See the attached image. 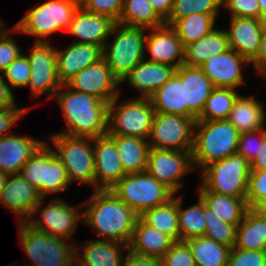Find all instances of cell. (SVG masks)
Masks as SVG:
<instances>
[{
    "mask_svg": "<svg viewBox=\"0 0 266 266\" xmlns=\"http://www.w3.org/2000/svg\"><path fill=\"white\" fill-rule=\"evenodd\" d=\"M266 169V136L263 138L259 153L256 158L250 163V170H265Z\"/></svg>",
    "mask_w": 266,
    "mask_h": 266,
    "instance_id": "680465c9",
    "label": "cell"
},
{
    "mask_svg": "<svg viewBox=\"0 0 266 266\" xmlns=\"http://www.w3.org/2000/svg\"><path fill=\"white\" fill-rule=\"evenodd\" d=\"M146 171L174 195L182 194L184 177L195 172L191 152L150 148Z\"/></svg>",
    "mask_w": 266,
    "mask_h": 266,
    "instance_id": "5bb4252c",
    "label": "cell"
},
{
    "mask_svg": "<svg viewBox=\"0 0 266 266\" xmlns=\"http://www.w3.org/2000/svg\"><path fill=\"white\" fill-rule=\"evenodd\" d=\"M27 55L31 66L30 79L27 84L31 99H39L43 94L47 99L53 100L62 83L57 77V49L50 42H35ZM50 99V100H49Z\"/></svg>",
    "mask_w": 266,
    "mask_h": 266,
    "instance_id": "4fadbf2b",
    "label": "cell"
},
{
    "mask_svg": "<svg viewBox=\"0 0 266 266\" xmlns=\"http://www.w3.org/2000/svg\"><path fill=\"white\" fill-rule=\"evenodd\" d=\"M8 179V175L6 173L0 172V199H1V194L4 190V187L6 185Z\"/></svg>",
    "mask_w": 266,
    "mask_h": 266,
    "instance_id": "6125c7cd",
    "label": "cell"
},
{
    "mask_svg": "<svg viewBox=\"0 0 266 266\" xmlns=\"http://www.w3.org/2000/svg\"><path fill=\"white\" fill-rule=\"evenodd\" d=\"M82 8L95 14L107 15L117 22L122 12L123 0H86Z\"/></svg>",
    "mask_w": 266,
    "mask_h": 266,
    "instance_id": "816d5d0a",
    "label": "cell"
},
{
    "mask_svg": "<svg viewBox=\"0 0 266 266\" xmlns=\"http://www.w3.org/2000/svg\"><path fill=\"white\" fill-rule=\"evenodd\" d=\"M77 9L69 0H46L28 9L13 25L14 34L32 36L35 42H50L48 37L66 32Z\"/></svg>",
    "mask_w": 266,
    "mask_h": 266,
    "instance_id": "8992f818",
    "label": "cell"
},
{
    "mask_svg": "<svg viewBox=\"0 0 266 266\" xmlns=\"http://www.w3.org/2000/svg\"><path fill=\"white\" fill-rule=\"evenodd\" d=\"M81 209L82 201L74 206L65 198H42L27 222L35 229L75 244L77 241L73 235L82 223Z\"/></svg>",
    "mask_w": 266,
    "mask_h": 266,
    "instance_id": "30bf717a",
    "label": "cell"
},
{
    "mask_svg": "<svg viewBox=\"0 0 266 266\" xmlns=\"http://www.w3.org/2000/svg\"><path fill=\"white\" fill-rule=\"evenodd\" d=\"M227 23L229 47L251 62L259 52L265 20L229 17Z\"/></svg>",
    "mask_w": 266,
    "mask_h": 266,
    "instance_id": "7402d4cb",
    "label": "cell"
},
{
    "mask_svg": "<svg viewBox=\"0 0 266 266\" xmlns=\"http://www.w3.org/2000/svg\"><path fill=\"white\" fill-rule=\"evenodd\" d=\"M123 92L109 103L107 135L148 140L155 114L150 99L137 96L123 99Z\"/></svg>",
    "mask_w": 266,
    "mask_h": 266,
    "instance_id": "ba28073f",
    "label": "cell"
},
{
    "mask_svg": "<svg viewBox=\"0 0 266 266\" xmlns=\"http://www.w3.org/2000/svg\"><path fill=\"white\" fill-rule=\"evenodd\" d=\"M235 248L266 250V216L249 208L237 225Z\"/></svg>",
    "mask_w": 266,
    "mask_h": 266,
    "instance_id": "1f68e13d",
    "label": "cell"
},
{
    "mask_svg": "<svg viewBox=\"0 0 266 266\" xmlns=\"http://www.w3.org/2000/svg\"><path fill=\"white\" fill-rule=\"evenodd\" d=\"M255 77L260 78L266 73V20L263 28L260 49L256 57L251 61Z\"/></svg>",
    "mask_w": 266,
    "mask_h": 266,
    "instance_id": "11a10c76",
    "label": "cell"
},
{
    "mask_svg": "<svg viewBox=\"0 0 266 266\" xmlns=\"http://www.w3.org/2000/svg\"><path fill=\"white\" fill-rule=\"evenodd\" d=\"M123 266H163V265L161 259L138 255L128 250L123 262Z\"/></svg>",
    "mask_w": 266,
    "mask_h": 266,
    "instance_id": "9f6ffc18",
    "label": "cell"
},
{
    "mask_svg": "<svg viewBox=\"0 0 266 266\" xmlns=\"http://www.w3.org/2000/svg\"><path fill=\"white\" fill-rule=\"evenodd\" d=\"M15 93L4 80L2 72H0V110L23 107L17 103Z\"/></svg>",
    "mask_w": 266,
    "mask_h": 266,
    "instance_id": "db71d44e",
    "label": "cell"
},
{
    "mask_svg": "<svg viewBox=\"0 0 266 266\" xmlns=\"http://www.w3.org/2000/svg\"><path fill=\"white\" fill-rule=\"evenodd\" d=\"M155 112L186 116L184 84L181 81V66L169 80L149 97Z\"/></svg>",
    "mask_w": 266,
    "mask_h": 266,
    "instance_id": "f546056e",
    "label": "cell"
},
{
    "mask_svg": "<svg viewBox=\"0 0 266 266\" xmlns=\"http://www.w3.org/2000/svg\"><path fill=\"white\" fill-rule=\"evenodd\" d=\"M91 192L82 202V224L94 230L96 239L129 245L140 216L110 189Z\"/></svg>",
    "mask_w": 266,
    "mask_h": 266,
    "instance_id": "6da1fadb",
    "label": "cell"
},
{
    "mask_svg": "<svg viewBox=\"0 0 266 266\" xmlns=\"http://www.w3.org/2000/svg\"><path fill=\"white\" fill-rule=\"evenodd\" d=\"M253 209L262 214V215H265L266 216V196L263 197L254 207Z\"/></svg>",
    "mask_w": 266,
    "mask_h": 266,
    "instance_id": "91938a15",
    "label": "cell"
},
{
    "mask_svg": "<svg viewBox=\"0 0 266 266\" xmlns=\"http://www.w3.org/2000/svg\"><path fill=\"white\" fill-rule=\"evenodd\" d=\"M161 260L163 266H195L193 255L185 241H175Z\"/></svg>",
    "mask_w": 266,
    "mask_h": 266,
    "instance_id": "7dc6e473",
    "label": "cell"
},
{
    "mask_svg": "<svg viewBox=\"0 0 266 266\" xmlns=\"http://www.w3.org/2000/svg\"><path fill=\"white\" fill-rule=\"evenodd\" d=\"M237 97L228 120L239 133L255 131L266 128V104L256 98L255 95H243Z\"/></svg>",
    "mask_w": 266,
    "mask_h": 266,
    "instance_id": "4316f807",
    "label": "cell"
},
{
    "mask_svg": "<svg viewBox=\"0 0 266 266\" xmlns=\"http://www.w3.org/2000/svg\"><path fill=\"white\" fill-rule=\"evenodd\" d=\"M145 60L167 64L175 69L183 65L184 47L171 26L147 29Z\"/></svg>",
    "mask_w": 266,
    "mask_h": 266,
    "instance_id": "e0dca14e",
    "label": "cell"
},
{
    "mask_svg": "<svg viewBox=\"0 0 266 266\" xmlns=\"http://www.w3.org/2000/svg\"><path fill=\"white\" fill-rule=\"evenodd\" d=\"M147 29L115 23L103 47V56L120 81L145 59Z\"/></svg>",
    "mask_w": 266,
    "mask_h": 266,
    "instance_id": "277c9868",
    "label": "cell"
},
{
    "mask_svg": "<svg viewBox=\"0 0 266 266\" xmlns=\"http://www.w3.org/2000/svg\"><path fill=\"white\" fill-rule=\"evenodd\" d=\"M228 17H248L260 19L258 0H222V12Z\"/></svg>",
    "mask_w": 266,
    "mask_h": 266,
    "instance_id": "c3c4849f",
    "label": "cell"
},
{
    "mask_svg": "<svg viewBox=\"0 0 266 266\" xmlns=\"http://www.w3.org/2000/svg\"><path fill=\"white\" fill-rule=\"evenodd\" d=\"M184 199L183 193L178 195V222L180 241L204 236L206 231L204 201L202 198L197 195L198 202H193V204L188 207H184Z\"/></svg>",
    "mask_w": 266,
    "mask_h": 266,
    "instance_id": "e575fe53",
    "label": "cell"
},
{
    "mask_svg": "<svg viewBox=\"0 0 266 266\" xmlns=\"http://www.w3.org/2000/svg\"><path fill=\"white\" fill-rule=\"evenodd\" d=\"M239 90L215 87L205 102L197 121H217L227 119L234 102L240 95Z\"/></svg>",
    "mask_w": 266,
    "mask_h": 266,
    "instance_id": "f35d334b",
    "label": "cell"
},
{
    "mask_svg": "<svg viewBox=\"0 0 266 266\" xmlns=\"http://www.w3.org/2000/svg\"><path fill=\"white\" fill-rule=\"evenodd\" d=\"M43 197L21 174L8 175L0 204L16 215L15 222L27 221Z\"/></svg>",
    "mask_w": 266,
    "mask_h": 266,
    "instance_id": "d6986e66",
    "label": "cell"
},
{
    "mask_svg": "<svg viewBox=\"0 0 266 266\" xmlns=\"http://www.w3.org/2000/svg\"><path fill=\"white\" fill-rule=\"evenodd\" d=\"M72 188L68 180L66 169L55 155L54 150L48 144V175L45 184V198L52 195L60 197V193H65Z\"/></svg>",
    "mask_w": 266,
    "mask_h": 266,
    "instance_id": "b9f144b4",
    "label": "cell"
},
{
    "mask_svg": "<svg viewBox=\"0 0 266 266\" xmlns=\"http://www.w3.org/2000/svg\"><path fill=\"white\" fill-rule=\"evenodd\" d=\"M116 23L146 29L165 25L149 0H123L122 12Z\"/></svg>",
    "mask_w": 266,
    "mask_h": 266,
    "instance_id": "8d00e7d4",
    "label": "cell"
},
{
    "mask_svg": "<svg viewBox=\"0 0 266 266\" xmlns=\"http://www.w3.org/2000/svg\"><path fill=\"white\" fill-rule=\"evenodd\" d=\"M8 23L5 22V20L2 19V16H0V34L8 27Z\"/></svg>",
    "mask_w": 266,
    "mask_h": 266,
    "instance_id": "be15d7a7",
    "label": "cell"
},
{
    "mask_svg": "<svg viewBox=\"0 0 266 266\" xmlns=\"http://www.w3.org/2000/svg\"><path fill=\"white\" fill-rule=\"evenodd\" d=\"M70 2L76 4L78 7H82L86 0H69Z\"/></svg>",
    "mask_w": 266,
    "mask_h": 266,
    "instance_id": "e7e4bbea",
    "label": "cell"
},
{
    "mask_svg": "<svg viewBox=\"0 0 266 266\" xmlns=\"http://www.w3.org/2000/svg\"><path fill=\"white\" fill-rule=\"evenodd\" d=\"M266 196V169L250 170L246 202L249 208H253Z\"/></svg>",
    "mask_w": 266,
    "mask_h": 266,
    "instance_id": "f907efd6",
    "label": "cell"
},
{
    "mask_svg": "<svg viewBox=\"0 0 266 266\" xmlns=\"http://www.w3.org/2000/svg\"><path fill=\"white\" fill-rule=\"evenodd\" d=\"M156 13L165 21L172 9L173 0H149Z\"/></svg>",
    "mask_w": 266,
    "mask_h": 266,
    "instance_id": "6f0895ef",
    "label": "cell"
},
{
    "mask_svg": "<svg viewBox=\"0 0 266 266\" xmlns=\"http://www.w3.org/2000/svg\"><path fill=\"white\" fill-rule=\"evenodd\" d=\"M69 88L93 95L110 103L121 93V83L102 58L74 75L65 83Z\"/></svg>",
    "mask_w": 266,
    "mask_h": 266,
    "instance_id": "9a60e30c",
    "label": "cell"
},
{
    "mask_svg": "<svg viewBox=\"0 0 266 266\" xmlns=\"http://www.w3.org/2000/svg\"><path fill=\"white\" fill-rule=\"evenodd\" d=\"M31 106L13 107L10 109L0 110V138L12 134V128L17 122L25 116H28Z\"/></svg>",
    "mask_w": 266,
    "mask_h": 266,
    "instance_id": "f5cc1de1",
    "label": "cell"
},
{
    "mask_svg": "<svg viewBox=\"0 0 266 266\" xmlns=\"http://www.w3.org/2000/svg\"><path fill=\"white\" fill-rule=\"evenodd\" d=\"M250 163L238 153L206 166L198 175L196 192H216L246 198Z\"/></svg>",
    "mask_w": 266,
    "mask_h": 266,
    "instance_id": "9c48e42d",
    "label": "cell"
},
{
    "mask_svg": "<svg viewBox=\"0 0 266 266\" xmlns=\"http://www.w3.org/2000/svg\"><path fill=\"white\" fill-rule=\"evenodd\" d=\"M57 77L65 84L81 70L102 59L103 49L100 46L70 42L66 47L57 48Z\"/></svg>",
    "mask_w": 266,
    "mask_h": 266,
    "instance_id": "cb8c5ba5",
    "label": "cell"
},
{
    "mask_svg": "<svg viewBox=\"0 0 266 266\" xmlns=\"http://www.w3.org/2000/svg\"><path fill=\"white\" fill-rule=\"evenodd\" d=\"M261 79L266 82V73L261 77Z\"/></svg>",
    "mask_w": 266,
    "mask_h": 266,
    "instance_id": "03108f58",
    "label": "cell"
},
{
    "mask_svg": "<svg viewBox=\"0 0 266 266\" xmlns=\"http://www.w3.org/2000/svg\"><path fill=\"white\" fill-rule=\"evenodd\" d=\"M127 252L128 245L119 242L94 238L79 241L75 243V266H123Z\"/></svg>",
    "mask_w": 266,
    "mask_h": 266,
    "instance_id": "44dd1931",
    "label": "cell"
},
{
    "mask_svg": "<svg viewBox=\"0 0 266 266\" xmlns=\"http://www.w3.org/2000/svg\"><path fill=\"white\" fill-rule=\"evenodd\" d=\"M265 136L266 128L240 133L236 153L251 163L258 155Z\"/></svg>",
    "mask_w": 266,
    "mask_h": 266,
    "instance_id": "f6af8a7d",
    "label": "cell"
},
{
    "mask_svg": "<svg viewBox=\"0 0 266 266\" xmlns=\"http://www.w3.org/2000/svg\"><path fill=\"white\" fill-rule=\"evenodd\" d=\"M194 258L195 266H227L231 247L217 243L206 236L185 240Z\"/></svg>",
    "mask_w": 266,
    "mask_h": 266,
    "instance_id": "d590c367",
    "label": "cell"
},
{
    "mask_svg": "<svg viewBox=\"0 0 266 266\" xmlns=\"http://www.w3.org/2000/svg\"><path fill=\"white\" fill-rule=\"evenodd\" d=\"M181 81L184 84L186 117L197 119L215 87L200 67L184 64L181 65Z\"/></svg>",
    "mask_w": 266,
    "mask_h": 266,
    "instance_id": "484cf974",
    "label": "cell"
},
{
    "mask_svg": "<svg viewBox=\"0 0 266 266\" xmlns=\"http://www.w3.org/2000/svg\"><path fill=\"white\" fill-rule=\"evenodd\" d=\"M221 11L222 0H173L165 25L172 26L177 20L196 13L221 16Z\"/></svg>",
    "mask_w": 266,
    "mask_h": 266,
    "instance_id": "60d3db41",
    "label": "cell"
},
{
    "mask_svg": "<svg viewBox=\"0 0 266 266\" xmlns=\"http://www.w3.org/2000/svg\"><path fill=\"white\" fill-rule=\"evenodd\" d=\"M204 216L206 221L205 235L217 243L233 247L236 240L237 226L221 221L204 202Z\"/></svg>",
    "mask_w": 266,
    "mask_h": 266,
    "instance_id": "7bdbcfd3",
    "label": "cell"
},
{
    "mask_svg": "<svg viewBox=\"0 0 266 266\" xmlns=\"http://www.w3.org/2000/svg\"><path fill=\"white\" fill-rule=\"evenodd\" d=\"M248 66L251 67V62L230 48L206 60L200 68L214 87L240 90L247 85L244 72Z\"/></svg>",
    "mask_w": 266,
    "mask_h": 266,
    "instance_id": "2e32d148",
    "label": "cell"
},
{
    "mask_svg": "<svg viewBox=\"0 0 266 266\" xmlns=\"http://www.w3.org/2000/svg\"><path fill=\"white\" fill-rule=\"evenodd\" d=\"M260 8V19L266 20V0H258Z\"/></svg>",
    "mask_w": 266,
    "mask_h": 266,
    "instance_id": "94428289",
    "label": "cell"
},
{
    "mask_svg": "<svg viewBox=\"0 0 266 266\" xmlns=\"http://www.w3.org/2000/svg\"><path fill=\"white\" fill-rule=\"evenodd\" d=\"M21 176L45 198V184L48 175V143L45 141L22 166Z\"/></svg>",
    "mask_w": 266,
    "mask_h": 266,
    "instance_id": "ab89813d",
    "label": "cell"
},
{
    "mask_svg": "<svg viewBox=\"0 0 266 266\" xmlns=\"http://www.w3.org/2000/svg\"><path fill=\"white\" fill-rule=\"evenodd\" d=\"M16 224L18 244L29 259L24 266H75V244L35 229L27 221Z\"/></svg>",
    "mask_w": 266,
    "mask_h": 266,
    "instance_id": "5b68a950",
    "label": "cell"
},
{
    "mask_svg": "<svg viewBox=\"0 0 266 266\" xmlns=\"http://www.w3.org/2000/svg\"><path fill=\"white\" fill-rule=\"evenodd\" d=\"M227 266H266V250L231 248Z\"/></svg>",
    "mask_w": 266,
    "mask_h": 266,
    "instance_id": "681fc988",
    "label": "cell"
},
{
    "mask_svg": "<svg viewBox=\"0 0 266 266\" xmlns=\"http://www.w3.org/2000/svg\"><path fill=\"white\" fill-rule=\"evenodd\" d=\"M239 134L228 119L196 121L191 152L195 172L236 153Z\"/></svg>",
    "mask_w": 266,
    "mask_h": 266,
    "instance_id": "3957f363",
    "label": "cell"
},
{
    "mask_svg": "<svg viewBox=\"0 0 266 266\" xmlns=\"http://www.w3.org/2000/svg\"><path fill=\"white\" fill-rule=\"evenodd\" d=\"M95 190H109L125 175L115 142L108 136L93 138Z\"/></svg>",
    "mask_w": 266,
    "mask_h": 266,
    "instance_id": "ac0fdd59",
    "label": "cell"
},
{
    "mask_svg": "<svg viewBox=\"0 0 266 266\" xmlns=\"http://www.w3.org/2000/svg\"><path fill=\"white\" fill-rule=\"evenodd\" d=\"M110 190L139 216L146 210L166 203L174 196L147 171L126 174Z\"/></svg>",
    "mask_w": 266,
    "mask_h": 266,
    "instance_id": "8fae6325",
    "label": "cell"
},
{
    "mask_svg": "<svg viewBox=\"0 0 266 266\" xmlns=\"http://www.w3.org/2000/svg\"><path fill=\"white\" fill-rule=\"evenodd\" d=\"M115 23L107 15L95 14L78 7L65 33L75 38L72 42L93 44L103 49Z\"/></svg>",
    "mask_w": 266,
    "mask_h": 266,
    "instance_id": "ffe728a7",
    "label": "cell"
},
{
    "mask_svg": "<svg viewBox=\"0 0 266 266\" xmlns=\"http://www.w3.org/2000/svg\"><path fill=\"white\" fill-rule=\"evenodd\" d=\"M30 134H9L0 138V172L19 174L22 166L46 141Z\"/></svg>",
    "mask_w": 266,
    "mask_h": 266,
    "instance_id": "603a6c76",
    "label": "cell"
},
{
    "mask_svg": "<svg viewBox=\"0 0 266 266\" xmlns=\"http://www.w3.org/2000/svg\"><path fill=\"white\" fill-rule=\"evenodd\" d=\"M229 49L227 32L223 25L222 27L218 25L198 41L184 47L183 64L190 67H200L212 56L219 55Z\"/></svg>",
    "mask_w": 266,
    "mask_h": 266,
    "instance_id": "f1b7e54d",
    "label": "cell"
},
{
    "mask_svg": "<svg viewBox=\"0 0 266 266\" xmlns=\"http://www.w3.org/2000/svg\"><path fill=\"white\" fill-rule=\"evenodd\" d=\"M212 212L223 222L238 225L249 209L246 198H236L216 192H197Z\"/></svg>",
    "mask_w": 266,
    "mask_h": 266,
    "instance_id": "d6a6232c",
    "label": "cell"
},
{
    "mask_svg": "<svg viewBox=\"0 0 266 266\" xmlns=\"http://www.w3.org/2000/svg\"><path fill=\"white\" fill-rule=\"evenodd\" d=\"M196 118L155 112L148 138L150 148L192 152Z\"/></svg>",
    "mask_w": 266,
    "mask_h": 266,
    "instance_id": "7c38bea8",
    "label": "cell"
},
{
    "mask_svg": "<svg viewBox=\"0 0 266 266\" xmlns=\"http://www.w3.org/2000/svg\"><path fill=\"white\" fill-rule=\"evenodd\" d=\"M108 136L116 144L122 168L126 174L146 171L150 149L148 140L131 136Z\"/></svg>",
    "mask_w": 266,
    "mask_h": 266,
    "instance_id": "4dcf8cb0",
    "label": "cell"
},
{
    "mask_svg": "<svg viewBox=\"0 0 266 266\" xmlns=\"http://www.w3.org/2000/svg\"><path fill=\"white\" fill-rule=\"evenodd\" d=\"M175 68L161 63L142 60L122 80L129 88L137 93V97L148 98L158 88L163 86L175 72Z\"/></svg>",
    "mask_w": 266,
    "mask_h": 266,
    "instance_id": "d4e9b609",
    "label": "cell"
},
{
    "mask_svg": "<svg viewBox=\"0 0 266 266\" xmlns=\"http://www.w3.org/2000/svg\"><path fill=\"white\" fill-rule=\"evenodd\" d=\"M140 218L150 227L180 241L178 222V195H174L166 203L146 210Z\"/></svg>",
    "mask_w": 266,
    "mask_h": 266,
    "instance_id": "836d02e7",
    "label": "cell"
},
{
    "mask_svg": "<svg viewBox=\"0 0 266 266\" xmlns=\"http://www.w3.org/2000/svg\"><path fill=\"white\" fill-rule=\"evenodd\" d=\"M175 241L137 219L128 250L138 255L161 259Z\"/></svg>",
    "mask_w": 266,
    "mask_h": 266,
    "instance_id": "83f0119b",
    "label": "cell"
},
{
    "mask_svg": "<svg viewBox=\"0 0 266 266\" xmlns=\"http://www.w3.org/2000/svg\"><path fill=\"white\" fill-rule=\"evenodd\" d=\"M53 99L58 103L66 128L55 132L72 137L97 138L107 135L109 103L62 84Z\"/></svg>",
    "mask_w": 266,
    "mask_h": 266,
    "instance_id": "7a4b0ae2",
    "label": "cell"
},
{
    "mask_svg": "<svg viewBox=\"0 0 266 266\" xmlns=\"http://www.w3.org/2000/svg\"><path fill=\"white\" fill-rule=\"evenodd\" d=\"M13 32L14 26H8L0 34V72H3L21 53H23V47H20L17 43L18 40L13 37Z\"/></svg>",
    "mask_w": 266,
    "mask_h": 266,
    "instance_id": "bcb514c9",
    "label": "cell"
},
{
    "mask_svg": "<svg viewBox=\"0 0 266 266\" xmlns=\"http://www.w3.org/2000/svg\"><path fill=\"white\" fill-rule=\"evenodd\" d=\"M55 155L66 169L71 185L76 182L95 190V162L93 138L72 137L59 133L46 134Z\"/></svg>",
    "mask_w": 266,
    "mask_h": 266,
    "instance_id": "52a82bcc",
    "label": "cell"
},
{
    "mask_svg": "<svg viewBox=\"0 0 266 266\" xmlns=\"http://www.w3.org/2000/svg\"><path fill=\"white\" fill-rule=\"evenodd\" d=\"M219 15L196 13L177 20L171 27L177 33L183 47L198 41L218 26Z\"/></svg>",
    "mask_w": 266,
    "mask_h": 266,
    "instance_id": "74e56055",
    "label": "cell"
},
{
    "mask_svg": "<svg viewBox=\"0 0 266 266\" xmlns=\"http://www.w3.org/2000/svg\"><path fill=\"white\" fill-rule=\"evenodd\" d=\"M31 66L27 55L21 53L3 72V78L15 92L20 88H27L30 79Z\"/></svg>",
    "mask_w": 266,
    "mask_h": 266,
    "instance_id": "ee69618b",
    "label": "cell"
}]
</instances>
